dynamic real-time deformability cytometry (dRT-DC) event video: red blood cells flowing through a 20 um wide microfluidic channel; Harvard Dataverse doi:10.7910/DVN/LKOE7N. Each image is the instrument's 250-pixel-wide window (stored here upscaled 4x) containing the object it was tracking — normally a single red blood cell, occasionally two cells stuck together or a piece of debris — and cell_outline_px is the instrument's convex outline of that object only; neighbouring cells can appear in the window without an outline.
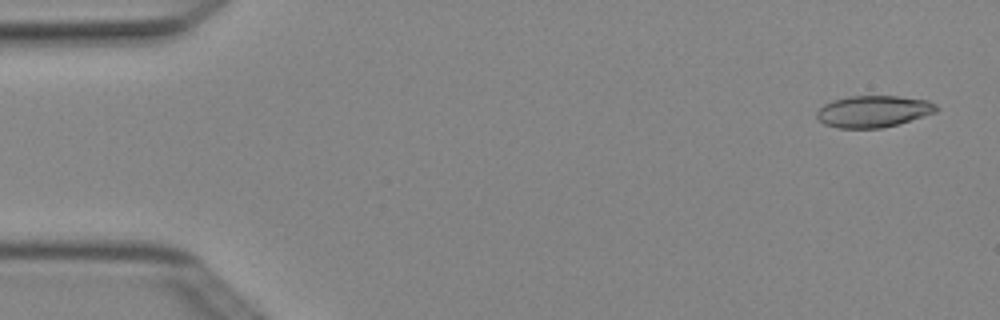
{"species": "Egyptian fruit bat (a non-hibernating species)", "species_latin": "Rousettus aegyptiacus", "temperature_condition": "cold", "stored_images_in_passage": 3, "camera_frame_rate_fps": 3000, "um_per_image_px": 0.085, "animal": {"sex": "female"}, "frame": {"image": 1, "passage_image": 1, "time_ms": 0.0, "image_size_px": [1000, 320], "cell_outline_px": [[940, 108], [936, 112], [924, 116], [896, 124], [880, 128], [836, 128], [824, 124], [816, 116], [816, 112], [824, 104], [832, 100], [848, 96], [900, 96], [928, 100], [936, 104]], "centroid_in_image_um": [74.24, 9.46], "position_along_channel_um": 10.8, "area_um2": 22.14}}